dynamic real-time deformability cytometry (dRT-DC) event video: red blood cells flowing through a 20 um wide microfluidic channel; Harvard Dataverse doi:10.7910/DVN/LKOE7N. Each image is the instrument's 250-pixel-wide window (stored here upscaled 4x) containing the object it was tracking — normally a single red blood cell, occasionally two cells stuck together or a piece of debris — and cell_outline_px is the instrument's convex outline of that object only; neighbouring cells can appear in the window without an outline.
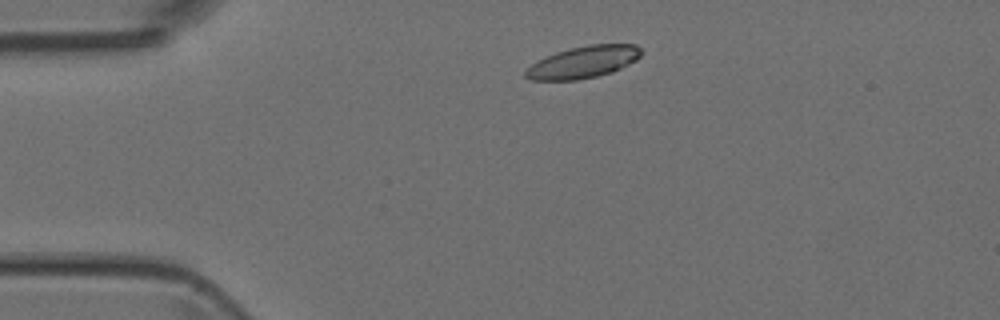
{"species": "Egyptian fruit bat (a non-hibernating species)", "species_latin": "Rousettus aegyptiacus", "temperature_condition": "room temperature", "stored_images_in_passage": 2, "camera_frame_rate_fps": 3000, "um_per_image_px": 0.085, "animal": {"sex": "female"}, "frame": {"image": 1, "passage_image": 1, "time_ms": 0.0, "image_size_px": [1000, 320], "cell_outline_px": [[644, 52], [636, 60], [612, 72], [596, 76], [576, 80], [532, 80], [524, 76], [524, 72], [532, 64], [556, 52], [588, 44], [636, 44]], "centroid_in_image_um": [49.61, 5.27], "position_along_channel_um": 35.4, "area_um2": 21.33}}